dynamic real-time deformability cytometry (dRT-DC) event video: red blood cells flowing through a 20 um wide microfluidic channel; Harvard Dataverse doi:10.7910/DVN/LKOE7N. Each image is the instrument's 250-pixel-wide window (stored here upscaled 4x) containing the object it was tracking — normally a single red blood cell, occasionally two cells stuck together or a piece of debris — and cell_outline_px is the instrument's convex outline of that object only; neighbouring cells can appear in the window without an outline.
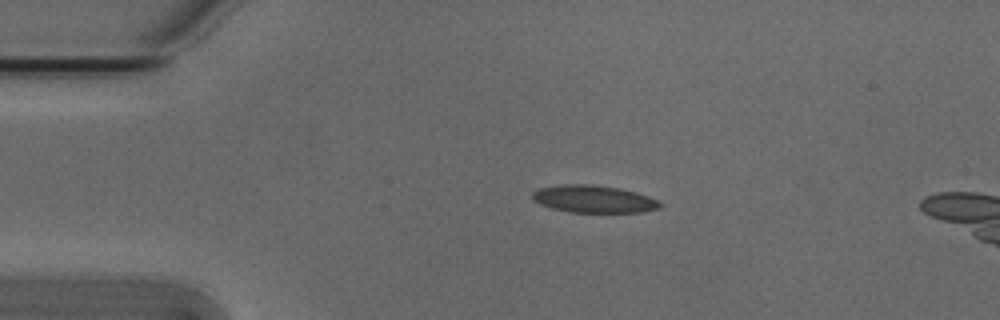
{"species": "Egyptian fruit bat (a non-hibernating species)", "species_latin": "Rousettus aegyptiacus", "temperature_condition": "cold", "stored_images_in_passage": 3, "camera_frame_rate_fps": 3000, "um_per_image_px": 0.085, "animal": {"sex": "male"}, "frame": {"image": 1, "passage_image": 2, "time_ms": 0.333, "image_size_px": [1000, 320], "cell_outline_px": [[664, 204], [660, 208], [644, 212], [572, 212], [552, 208], [540, 204], [532, 200], [532, 192], [540, 188], [564, 184], [592, 184], [620, 188], [636, 192], [648, 196]], "centroid_in_image_um": [50.48, 16.91], "position_along_channel_um": 34.5, "area_um2": 20.4}}